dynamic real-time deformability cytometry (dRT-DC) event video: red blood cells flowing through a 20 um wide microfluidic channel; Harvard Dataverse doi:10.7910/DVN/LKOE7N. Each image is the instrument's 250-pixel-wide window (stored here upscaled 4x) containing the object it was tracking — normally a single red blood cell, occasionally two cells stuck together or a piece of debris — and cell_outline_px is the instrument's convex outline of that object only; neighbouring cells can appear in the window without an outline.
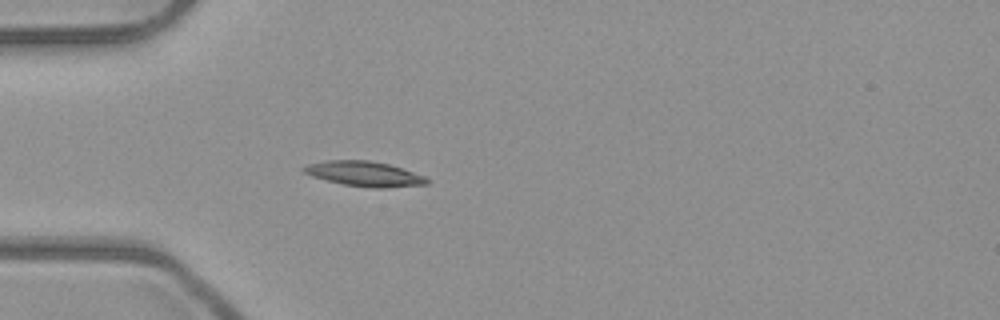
{"species": "common noctule bat (a hibernating species)", "species_latin": "Nyctalus noctula", "temperature_condition": "room temperature", "stored_images_in_passage": 36, "camera_frame_rate_fps": 3000, "um_per_image_px": 0.085, "animal": {"sex": "male", "body_mass_g": 23.1, "forearm_length_mm": 52.7}, "frame": {"image": 1, "passage_image": 1, "time_ms": 0.0, "image_size_px": [1000, 320], "cell_outline_px": [[432, 180], [428, 184], [388, 188], [372, 188], [344, 184], [312, 176], [304, 172], [300, 168], [308, 164], [324, 160], [368, 160], [388, 164], [424, 176]], "centroid_in_image_um": [30.98, 14.78], "position_along_channel_um": 54.0, "area_um2": 17.86}}
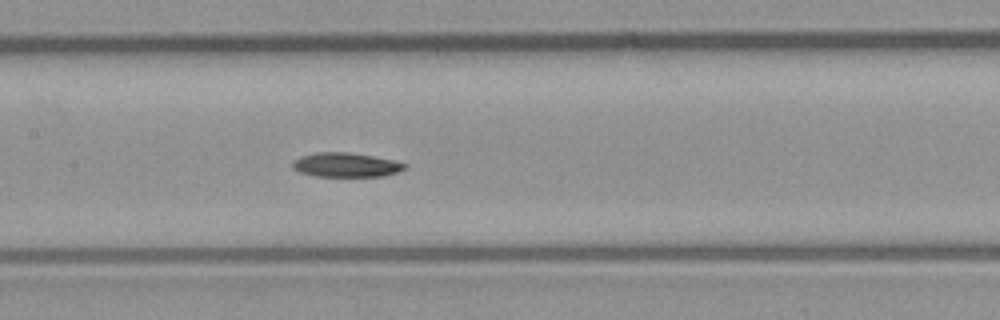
{"frame": {"image": 2, "passage_image": 11, "time_ms": 3.333, "image_size_px": [1000, 320], "cell_outline_px": [[408, 168], [400, 172], [384, 176], [316, 176], [300, 172], [292, 168], [292, 164], [300, 156], [316, 152], [348, 152], [372, 156], [392, 160], [408, 164]], "centroid_in_image_um": [29.45, 14.02], "position_along_channel_um": 178.0, "area_um2": 15.9}}
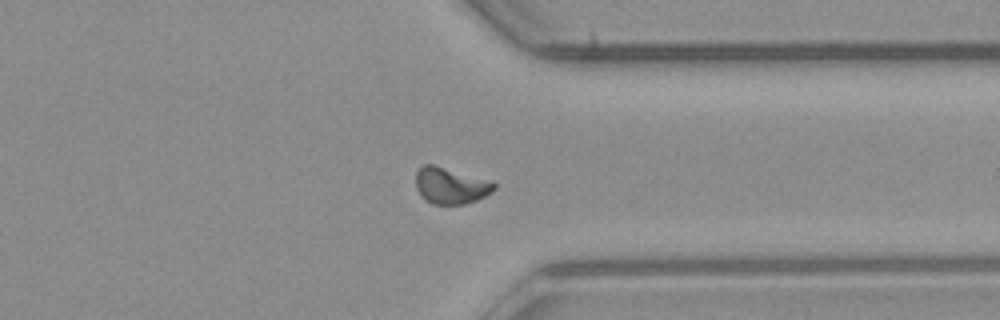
{"frame": {"image": 3, "passage_image": 26, "time_ms": 8.333, "image_size_px": [1000, 320], "cell_outline_px": [[496, 188], [492, 192], [476, 200], [464, 204], [432, 204], [424, 200], [420, 196], [416, 188], [416, 172], [424, 164], [432, 164], [492, 180], [496, 184]], "centroid_in_image_um": [38.31, 15.78], "position_along_channel_um": 373.1, "area_um2": 16.76}, "authors_computed_cell_mechanics": {"area_um2": 16.3574, "velocity_mm_per_s": 3.9587, "shape_relaxation_time_tau1_ms": 9.2539, "shape_relaxation_time_tau2_ms": null, "deformation_change_tau1": 0.1734, "deformation_change_tau2": null}}